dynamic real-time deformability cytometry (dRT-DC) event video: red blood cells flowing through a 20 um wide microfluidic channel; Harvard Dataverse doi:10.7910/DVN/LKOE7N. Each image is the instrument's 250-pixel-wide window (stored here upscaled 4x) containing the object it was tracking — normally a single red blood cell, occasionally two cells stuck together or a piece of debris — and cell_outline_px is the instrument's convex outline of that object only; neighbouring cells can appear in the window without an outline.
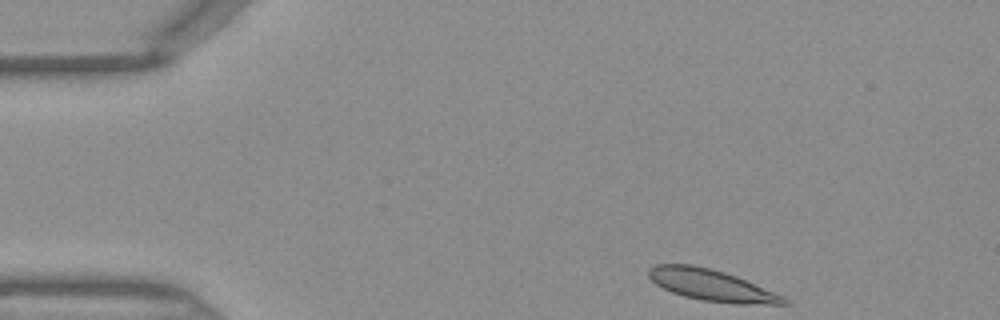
{"species": "Egyptian fruit bat (a non-hibernating species)", "species_latin": "Rousettus aegyptiacus", "temperature_condition": "warm", "stored_images_in_passage": 9, "camera_frame_rate_fps": 3000, "um_per_image_px": 0.085, "frame": {"image": 1, "passage_image": 1, "time_ms": 0.0, "image_size_px": [1000, 320], "cell_outline_px": [[788, 304], [736, 304], [700, 300], [684, 296], [672, 292], [656, 284], [648, 276], [648, 268], [656, 264], [692, 264], [724, 272], [736, 276], [784, 296], [788, 300]], "centroid_in_image_um": [60.46, 24.24], "position_along_channel_um": 24.5, "area_um2": 24.62}}
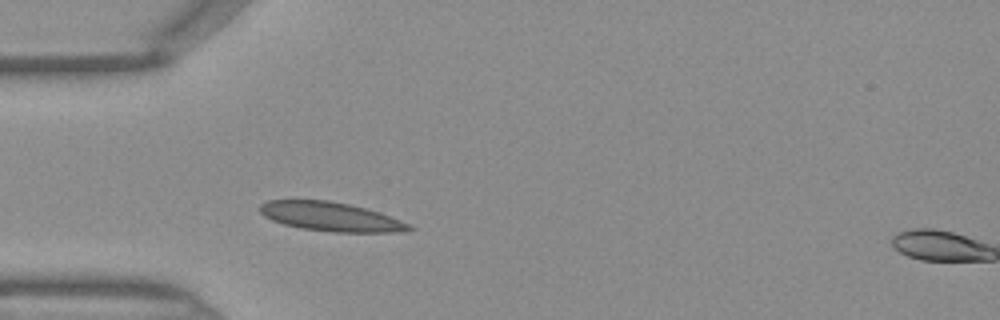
{"frame": {"image": 2, "passage_image": 8, "time_ms": 2.333, "image_size_px": [1000, 320], "cell_outline_px": [[416, 228], [396, 232], [332, 232], [300, 228], [284, 224], [272, 220], [264, 216], [260, 212], [260, 204], [268, 200], [328, 200], [348, 204], [380, 212], [412, 224]], "centroid_in_image_um": [28.13, 18.42], "position_along_channel_um": 56.9, "area_um2": 25.26}}